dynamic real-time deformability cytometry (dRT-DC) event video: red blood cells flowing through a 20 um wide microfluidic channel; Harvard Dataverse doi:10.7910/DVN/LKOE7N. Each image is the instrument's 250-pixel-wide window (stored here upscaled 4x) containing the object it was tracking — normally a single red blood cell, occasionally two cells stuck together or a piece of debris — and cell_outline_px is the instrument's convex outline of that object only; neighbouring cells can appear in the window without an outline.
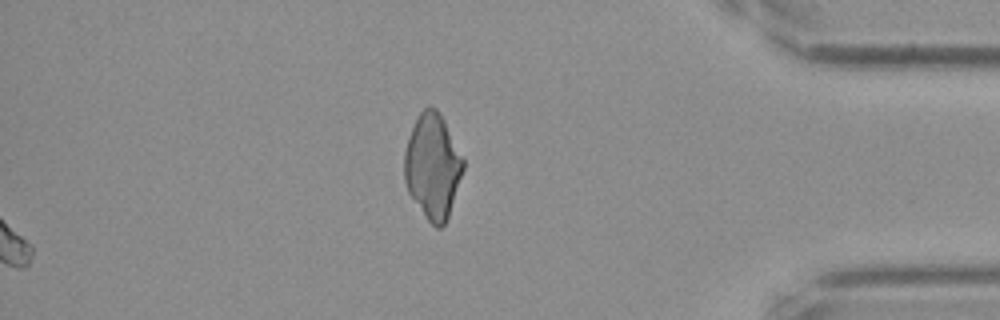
{"species": "Egyptian fruit bat (a non-hibernating species)", "species_latin": "Rousettus aegyptiacus", "temperature_condition": "cold", "stored_images_in_passage": 52, "segment_of_instrument_passage": [2, 2], "camera_frame_rate_fps": 3000, "um_per_image_px": 0.085, "frame": {"image": 1, "passage_image": 52, "time_ms": 17.0, "image_size_px": [1000, 320], "cell_outline_px": [[464, 168], [448, 216], [444, 224], [440, 228], [436, 228], [428, 220], [408, 192], [404, 180], [404, 152], [408, 136], [420, 112], [428, 104], [436, 108], [444, 120], [464, 160]], "centroid_in_image_um": [36.76, 14.11], "position_along_channel_um": 398.4, "area_um2": 35.66}}